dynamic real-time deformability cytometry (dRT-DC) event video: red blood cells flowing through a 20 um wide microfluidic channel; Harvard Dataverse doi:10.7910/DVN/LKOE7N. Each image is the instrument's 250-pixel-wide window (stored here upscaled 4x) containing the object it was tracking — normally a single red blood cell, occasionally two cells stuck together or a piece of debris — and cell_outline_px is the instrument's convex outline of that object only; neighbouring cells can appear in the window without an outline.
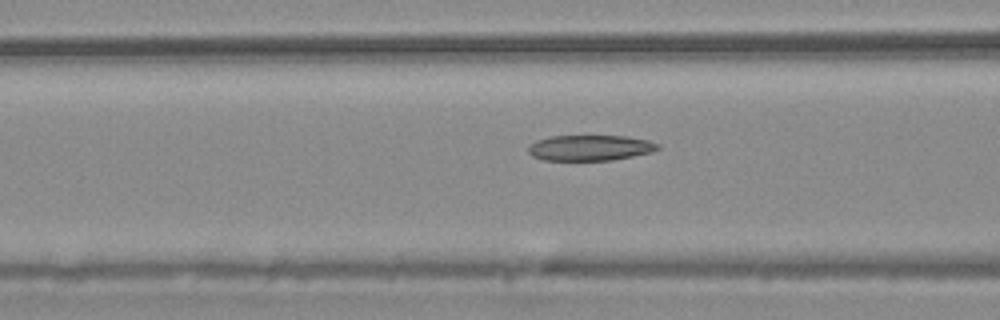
{"species": "common noctule bat (a hibernating species)", "species_latin": "Nyctalus noctula", "temperature_condition": "warm", "stored_images_in_passage": 55, "camera_frame_rate_fps": 3000, "um_per_image_px": 0.085, "animal": {"sex": "male", "body_mass_g": 20.4}, "frame": {"image": 1, "passage_image": 22, "time_ms": 7.0, "image_size_px": [1000, 320], "cell_outline_px": [[660, 148], [652, 152], [612, 160], [544, 160], [532, 156], [528, 152], [528, 144], [536, 140], [552, 136], [628, 136], [648, 140], [660, 144]], "centroid_in_image_um": [50.15, 12.56], "position_along_channel_um": 116.5, "area_um2": 19.42}}
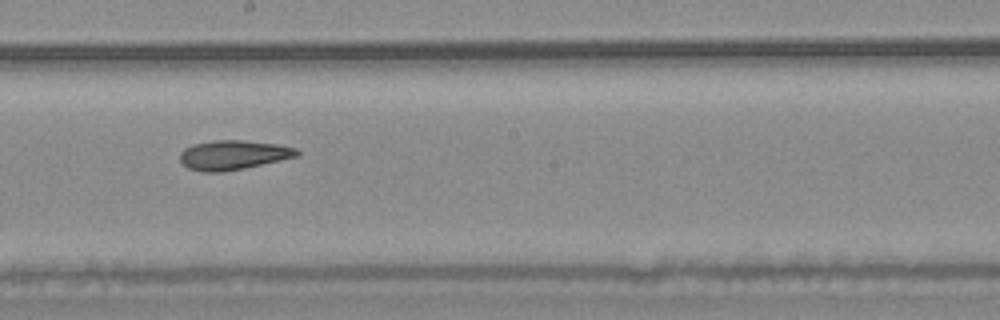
{"frame": {"image": 2, "passage_image": 31, "time_ms": 10.0, "image_size_px": [1000, 320], "cell_outline_px": [[300, 156], [244, 168], [224, 172], [204, 172], [188, 168], [180, 160], [180, 152], [184, 148], [192, 144], [216, 140], [244, 140], [276, 144], [296, 148], [300, 152]], "centroid_in_image_um": [19.83, 13.17], "position_along_channel_um": 228.4, "area_um2": 20.11}}
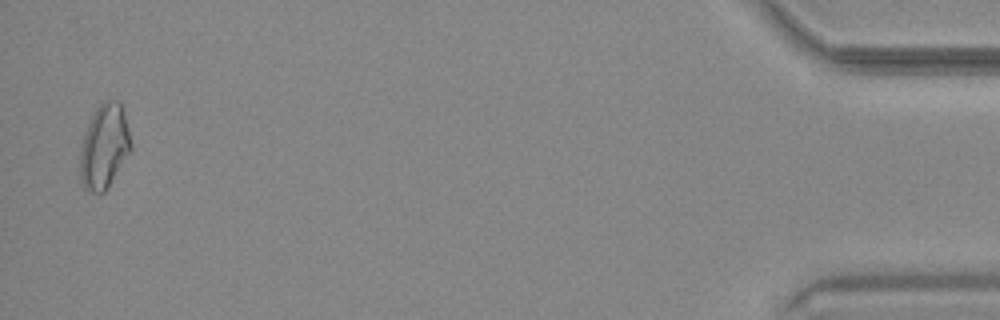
{"frame": {"image": 3, "passage_image": 54, "time_ms": 17.667, "image_size_px": [1000, 320], "cell_outline_px": [[132, 148], [104, 192], [92, 192], [84, 188], [80, 180], [80, 152], [84, 136], [88, 124], [96, 108], [104, 100], [120, 100], [132, 144]], "centroid_in_image_um": [8.85, 12.43], "position_along_channel_um": 426.3, "area_um2": 24.57}, "authors_computed_cell_mechanics": {"area_um2": 21.1548, "velocity_mm_per_s": 3.7247, "shape_relaxation_time_tau1_ms": null, "shape_relaxation_time_tau2_ms": 3.2052, "deformation_change_tau1": null, "deformation_change_tau2": 0.1116}}